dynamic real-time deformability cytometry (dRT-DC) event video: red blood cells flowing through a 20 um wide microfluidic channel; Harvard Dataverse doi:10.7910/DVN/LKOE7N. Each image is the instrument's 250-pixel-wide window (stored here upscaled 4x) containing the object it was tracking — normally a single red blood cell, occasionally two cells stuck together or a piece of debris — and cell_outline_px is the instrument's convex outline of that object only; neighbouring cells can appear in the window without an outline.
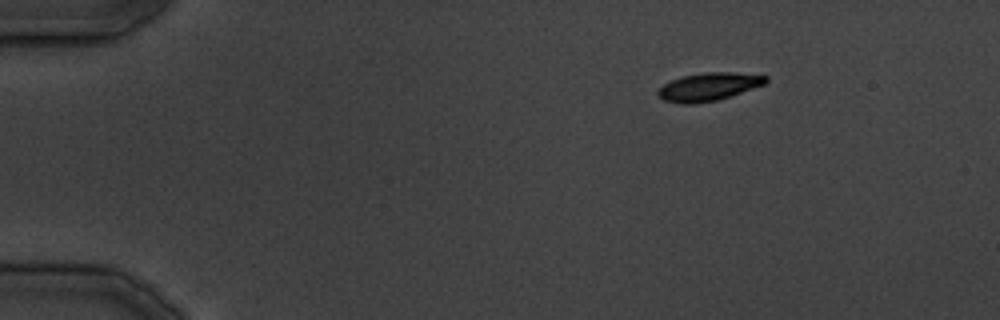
{"species": "common noctule bat (a hibernating species)", "species_latin": "Nyctalus noctula", "temperature_condition": "cold", "stored_images_in_passage": 10, "camera_frame_rate_fps": 3000, "um_per_image_px": 0.085, "animal": {"sex": "male", "body_mass_g": 19.5, "forearm_length_mm": 54.6}, "frame": {"image": 1, "passage_image": 1, "time_ms": 0.0, "image_size_px": [1000, 320], "cell_outline_px": [[768, 80], [764, 84], [716, 100], [692, 104], [680, 104], [664, 100], [656, 96], [656, 92], [664, 84], [672, 80], [684, 76], [708, 72], [732, 72], [768, 76]], "centroid_in_image_um": [60.19, 7.38], "position_along_channel_um": 24.8, "area_um2": 17.28}}
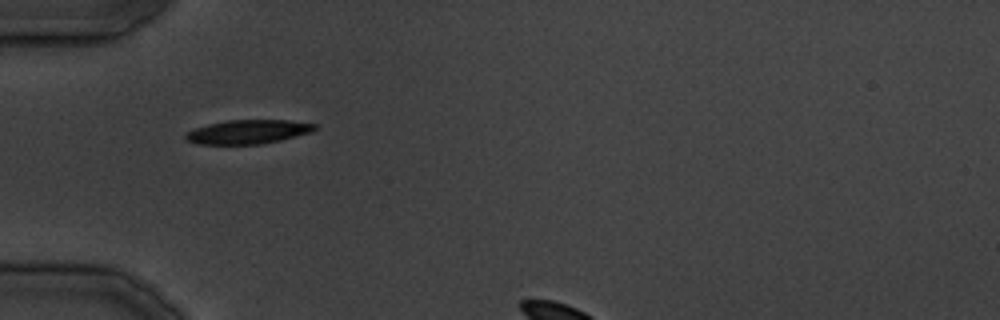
{"frame": {"image": 2, "passage_image": 7, "time_ms": 8.0, "image_size_px": [1000, 320], "cell_outline_px": [[316, 128], [312, 132], [280, 140], [260, 144], [196, 144], [188, 140], [184, 136], [188, 132], [196, 128], [208, 124], [228, 120], [288, 120], [316, 124]], "centroid_in_image_um": [21.1, 11.2], "position_along_channel_um": 63.9, "area_um2": 17.86}}